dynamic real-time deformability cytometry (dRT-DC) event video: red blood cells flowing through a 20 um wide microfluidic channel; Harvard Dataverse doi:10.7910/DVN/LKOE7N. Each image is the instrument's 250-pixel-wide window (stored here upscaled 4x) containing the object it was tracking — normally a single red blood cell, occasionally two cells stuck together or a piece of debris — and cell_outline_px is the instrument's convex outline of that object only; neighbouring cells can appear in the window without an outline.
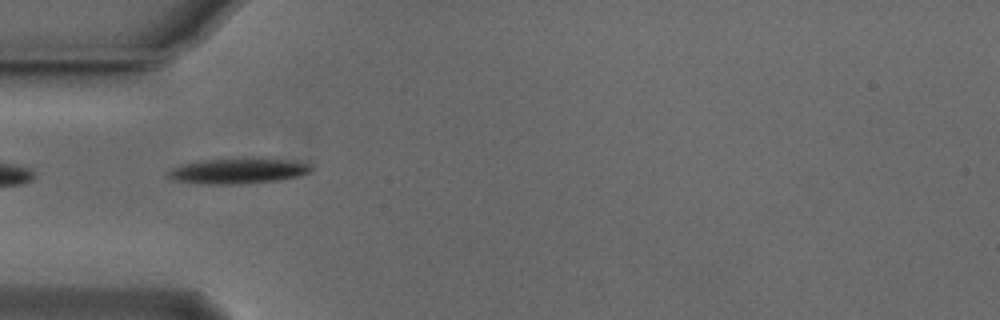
{"species": "Egyptian fruit bat (a non-hibernating species)", "species_latin": "Rousettus aegyptiacus", "temperature_condition": "cold", "stored_images_in_passage": 38, "camera_frame_rate_fps": 3000, "um_per_image_px": 0.085, "animal": {"sex": "male"}, "frame": {"image": 1, "passage_image": 1, "time_ms": 0.0, "image_size_px": [1000, 320], "cell_outline_px": [[312, 168], [308, 172], [300, 176], [280, 180], [240, 184], [200, 184], [172, 180], [164, 176], [172, 168], [184, 164], [204, 160], [280, 160], [308, 164]], "centroid_in_image_um": [20.12, 14.58], "position_along_channel_um": 64.9, "area_um2": 20.4}}
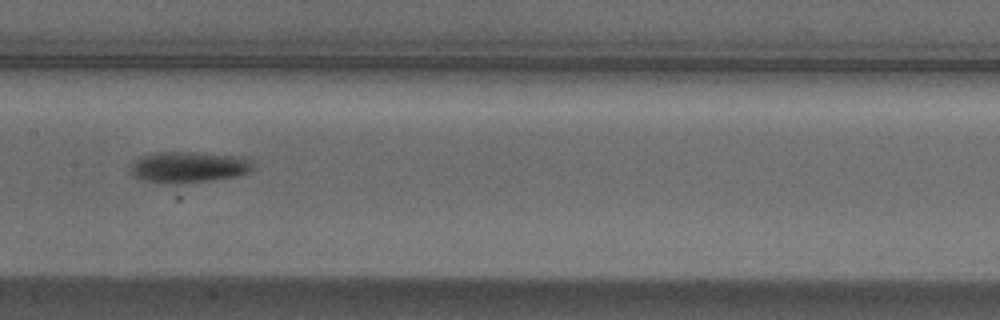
{"frame": {"image": 2, "passage_image": 11, "time_ms": 3.333, "image_size_px": [1000, 320], "cell_outline_px": [[252, 168], [248, 172], [236, 176], [212, 180], [176, 184], [168, 184], [144, 180], [136, 176], [132, 172], [132, 164], [136, 160], [144, 156], [160, 152], [180, 152], [232, 156], [248, 160]], "centroid_in_image_um": [15.99, 14.23], "position_along_channel_um": 191.4, "area_um2": 21.27}}
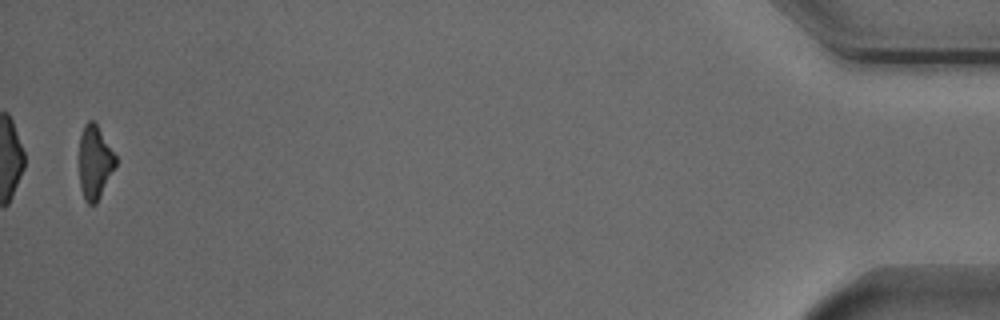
{"frame": {"image": 3, "passage_image": 37, "time_ms": 12.0, "image_size_px": [1000, 320], "cell_outline_px": [[116, 164], [96, 204], [88, 204], [84, 200], [80, 188], [80, 136], [84, 124], [88, 120], [92, 120], [96, 124], [116, 156]], "centroid_in_image_um": [8.04, 13.8], "position_along_channel_um": 427.2, "area_um2": 15.32}, "authors_computed_cell_mechanics": {"area_um2": 18.9584, "velocity_mm_per_s": 3.8326, "shape_relaxation_time_tau1_ms": 2.1866, "shape_relaxation_time_tau2_ms": null, "deformation_change_tau1": 0.1174, "deformation_change_tau2": null}}